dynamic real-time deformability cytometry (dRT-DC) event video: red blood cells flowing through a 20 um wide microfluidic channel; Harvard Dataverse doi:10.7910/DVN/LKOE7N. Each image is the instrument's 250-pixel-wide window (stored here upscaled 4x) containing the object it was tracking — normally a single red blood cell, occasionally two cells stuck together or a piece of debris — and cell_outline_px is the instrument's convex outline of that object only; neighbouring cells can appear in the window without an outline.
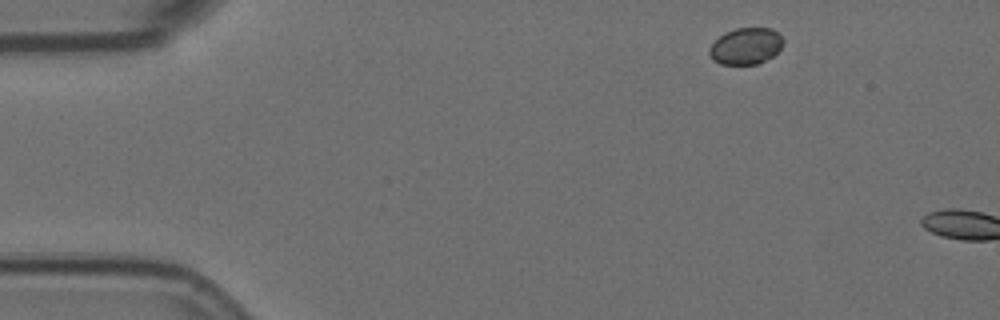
{"species": "Egyptian fruit bat (a non-hibernating species)", "species_latin": "Rousettus aegyptiacus", "temperature_condition": "room temperature", "stored_images_in_passage": 2, "camera_frame_rate_fps": 3000, "um_per_image_px": 0.085, "animal": {"sex": "female"}, "frame": {"image": 1, "passage_image": 1, "time_ms": 0.0, "image_size_px": [1000, 320], "cell_outline_px": [[784, 44], [772, 56], [756, 64], [720, 64], [712, 60], [708, 52], [708, 48], [724, 32], [736, 28], [772, 28], [784, 40]], "centroid_in_image_um": [63.37, 3.91], "position_along_channel_um": 21.6, "area_um2": 15.66}}